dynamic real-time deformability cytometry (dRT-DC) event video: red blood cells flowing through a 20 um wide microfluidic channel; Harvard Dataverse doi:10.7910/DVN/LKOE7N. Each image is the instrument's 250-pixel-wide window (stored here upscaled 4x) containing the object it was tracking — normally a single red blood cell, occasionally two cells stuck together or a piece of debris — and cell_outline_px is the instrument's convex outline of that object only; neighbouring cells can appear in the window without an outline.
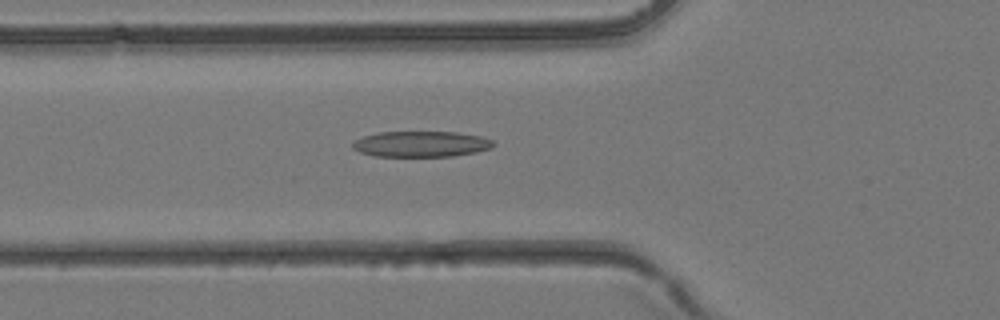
{"species": "common noctule bat (a hibernating species)", "species_latin": "Nyctalus noctula", "temperature_condition": "room temperature", "stored_images_in_passage": 39, "camera_frame_rate_fps": 3000, "um_per_image_px": 0.085, "animal": {"sex": "female", "body_mass_g": 24.6, "forearm_length_mm": 56.2}, "frame": {"image": 1, "passage_image": 14, "time_ms": 4.333, "image_size_px": [1000, 320], "cell_outline_px": [[496, 144], [492, 148], [476, 152], [452, 156], [376, 156], [360, 152], [352, 148], [352, 144], [356, 140], [364, 136], [380, 132], [456, 132], [480, 136], [492, 140]], "centroid_in_image_um": [35.82, 12.24], "position_along_channel_um": 90.0, "area_um2": 21.04}}
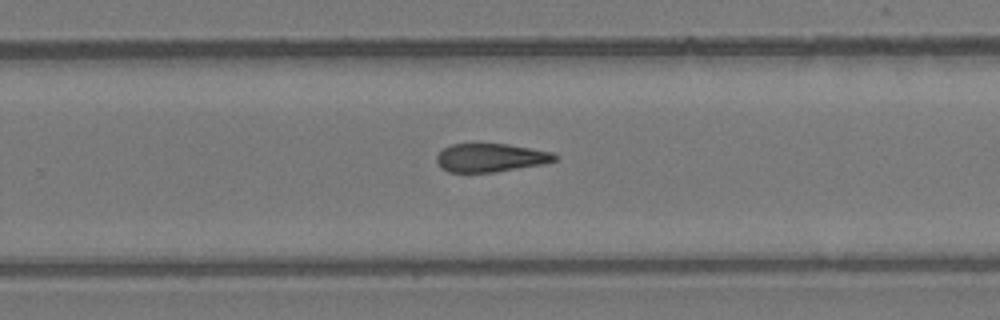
{"frame": {"image": 2, "passage_image": 25, "time_ms": 8.0, "image_size_px": [1000, 320], "cell_outline_px": [[556, 160], [544, 164], [496, 172], [448, 172], [440, 168], [436, 160], [436, 156], [444, 148], [452, 144], [508, 144], [552, 152], [556, 156]], "centroid_in_image_um": [41.68, 13.41], "position_along_channel_um": 288.1, "area_um2": 19.54}}
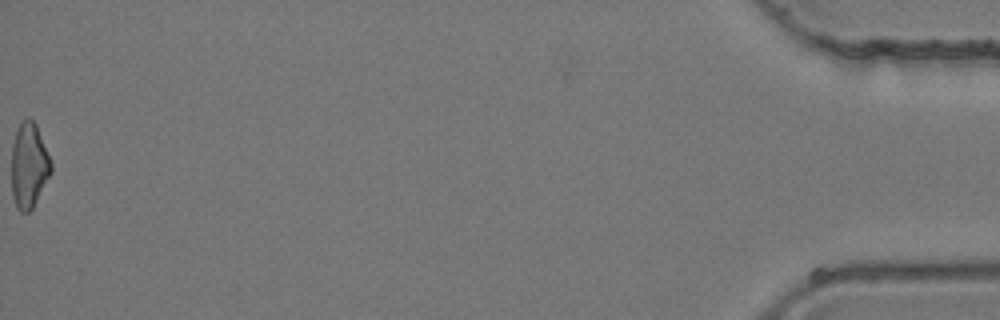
{"frame": {"image": 3, "passage_image": 39, "time_ms": 12.667, "image_size_px": [1000, 320], "cell_outline_px": [[52, 172], [32, 208], [28, 212], [20, 212], [16, 208], [12, 196], [12, 144], [20, 120], [28, 116], [36, 124], [52, 164]], "centroid_in_image_um": [2.45, 14.05], "position_along_channel_um": 432.8, "area_um2": 19.65}}